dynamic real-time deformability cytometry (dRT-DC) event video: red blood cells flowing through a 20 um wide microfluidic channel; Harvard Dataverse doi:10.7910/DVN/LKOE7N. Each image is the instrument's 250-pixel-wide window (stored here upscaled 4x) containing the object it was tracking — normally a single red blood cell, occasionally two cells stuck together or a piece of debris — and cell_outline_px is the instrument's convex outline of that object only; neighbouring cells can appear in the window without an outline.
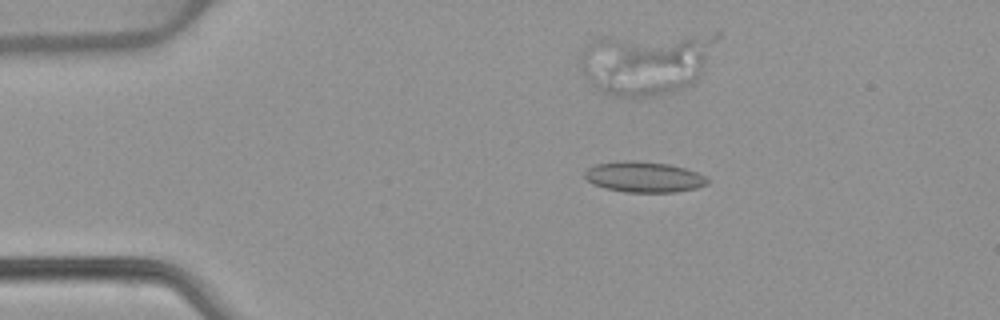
{"species": "common noctule bat (a hibernating species)", "species_latin": "Nyctalus noctula", "temperature_condition": "warm", "stored_images_in_passage": 18, "camera_frame_rate_fps": 3000, "um_per_image_px": 0.085, "animal": {"sex": "female", "body_mass_g": 22.7, "forearm_length_mm": 54.2}, "frame": {"image": 1, "passage_image": 10, "time_ms": 3.0, "image_size_px": [1000, 320], "cell_outline_px": [[708, 184], [696, 188], [676, 192], [624, 192], [604, 188], [592, 184], [584, 176], [584, 172], [588, 168], [596, 164], [628, 160], [636, 160], [668, 164], [684, 168], [696, 172], [704, 176], [708, 180]], "centroid_in_image_um": [54.71, 15.04], "position_along_channel_um": 30.3, "area_um2": 21.91}}